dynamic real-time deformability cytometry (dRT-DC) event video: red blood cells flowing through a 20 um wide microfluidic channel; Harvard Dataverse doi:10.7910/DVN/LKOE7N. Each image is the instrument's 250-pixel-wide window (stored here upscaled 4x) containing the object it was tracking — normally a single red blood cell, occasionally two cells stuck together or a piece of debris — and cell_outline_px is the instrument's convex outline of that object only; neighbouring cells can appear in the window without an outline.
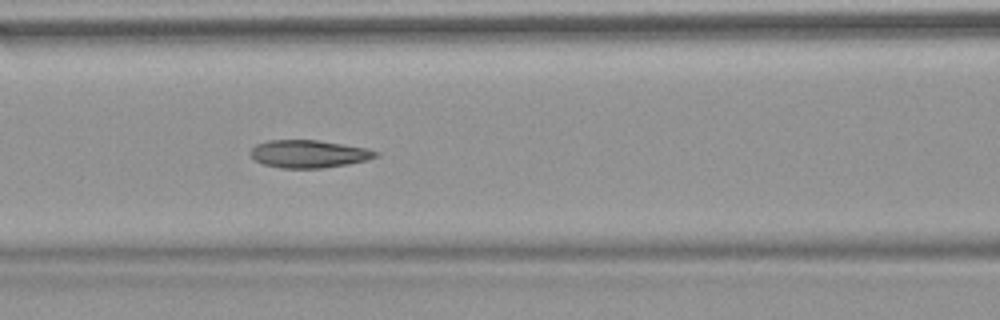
{"species": "common noctule bat (a hibernating species)", "species_latin": "Nyctalus noctula", "temperature_condition": "warm", "stored_images_in_passage": 35, "camera_frame_rate_fps": 3000, "um_per_image_px": 0.085, "animal": {"sex": "female", "body_mass_g": 18.4}, "frame": {"image": 1, "passage_image": 11, "time_ms": 3.333, "image_size_px": [1000, 320], "cell_outline_px": [[380, 156], [368, 160], [348, 164], [324, 168], [280, 168], [264, 164], [256, 160], [252, 156], [252, 148], [256, 144], [268, 140], [316, 140], [368, 148], [380, 152]], "centroid_in_image_um": [26.31, 13.08], "position_along_channel_um": 140.3, "area_um2": 20.23}, "authors_computed_cell_mechanics": {"area_um2": 20.7502, "velocity_mm_per_s": 3.8187, "shape_relaxation_time_tau1_ms": 8.0862, "shape_relaxation_time_tau2_ms": 1.7971, "deformation_change_tau1": 0.1897, "deformation_change_tau2": 0.0816}}